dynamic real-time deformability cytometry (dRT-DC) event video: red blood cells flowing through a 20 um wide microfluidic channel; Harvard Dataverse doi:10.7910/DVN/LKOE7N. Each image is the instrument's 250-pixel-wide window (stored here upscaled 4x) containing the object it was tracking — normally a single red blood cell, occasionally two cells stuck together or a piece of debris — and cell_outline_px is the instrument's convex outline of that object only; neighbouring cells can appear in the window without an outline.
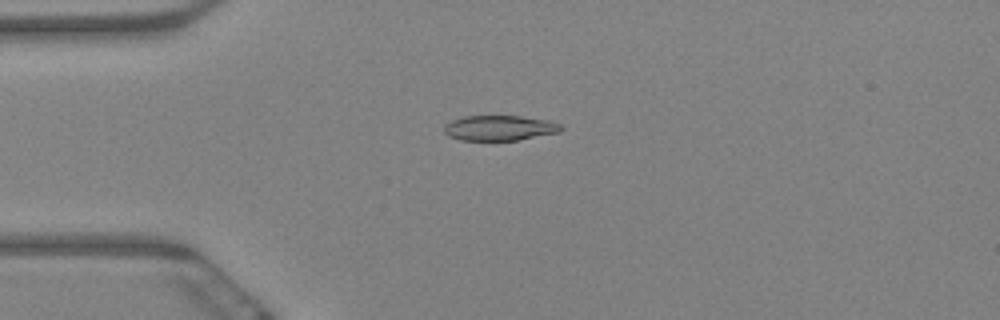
{"species": "Egyptian fruit bat (a non-hibernating species)", "species_latin": "Rousettus aegyptiacus", "temperature_condition": "warm", "stored_images_in_passage": 62, "camera_frame_rate_fps": 3000, "um_per_image_px": 0.085, "animal": {"sex": "female"}, "frame": {"image": 1, "passage_image": 16, "time_ms": 5.0, "image_size_px": [1000, 320], "cell_outline_px": [[564, 128], [560, 132], [516, 140], [460, 140], [448, 136], [444, 132], [444, 124], [452, 120], [464, 116], [520, 116], [548, 120], [560, 124]], "centroid_in_image_um": [42.45, 10.87], "position_along_channel_um": 42.6, "area_um2": 17.17}}
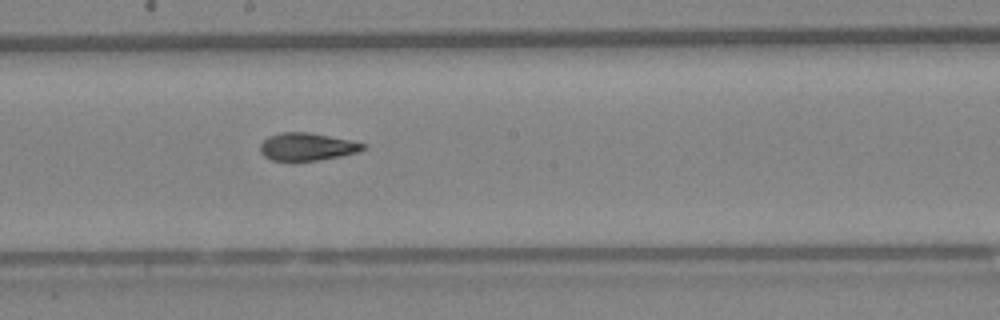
{"frame": {"image": 2, "passage_image": 34, "time_ms": 11.0, "image_size_px": [1000, 320], "cell_outline_px": [[368, 148], [360, 152], [340, 156], [316, 160], [272, 160], [264, 156], [260, 152], [260, 144], [268, 136], [280, 132], [308, 132], [368, 144]], "centroid_in_image_um": [26.12, 12.46], "position_along_channel_um": 222.1, "area_um2": 16.53}}
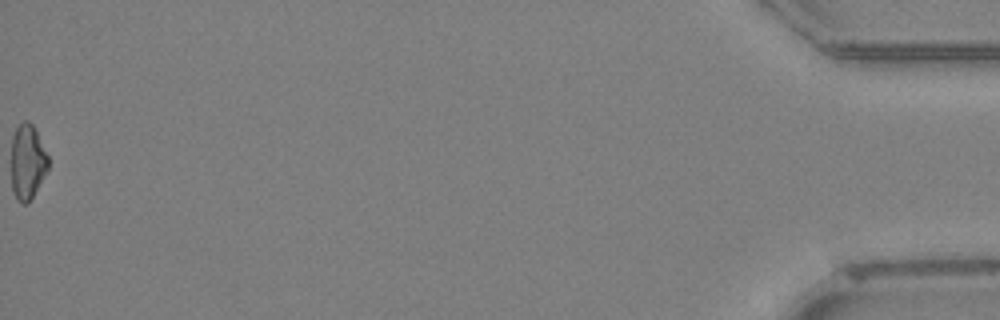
{"frame": {"image": 3, "passage_image": 62, "time_ms": 20.333, "image_size_px": [1000, 320], "cell_outline_px": [[48, 168], [28, 204], [20, 204], [16, 200], [12, 192], [12, 136], [16, 128], [24, 120], [28, 120], [32, 124], [48, 156]], "centroid_in_image_um": [2.31, 13.79], "position_along_channel_um": 432.9, "area_um2": 16.01}, "authors_computed_cell_mechanics": {"area_um2": 17.1088, "velocity_mm_per_s": 3.3621, "shape_relaxation_time_tau1_ms": null, "shape_relaxation_time_tau2_ms": 2.9923, "deformation_change_tau1": null, "deformation_change_tau2": 0.0839}}